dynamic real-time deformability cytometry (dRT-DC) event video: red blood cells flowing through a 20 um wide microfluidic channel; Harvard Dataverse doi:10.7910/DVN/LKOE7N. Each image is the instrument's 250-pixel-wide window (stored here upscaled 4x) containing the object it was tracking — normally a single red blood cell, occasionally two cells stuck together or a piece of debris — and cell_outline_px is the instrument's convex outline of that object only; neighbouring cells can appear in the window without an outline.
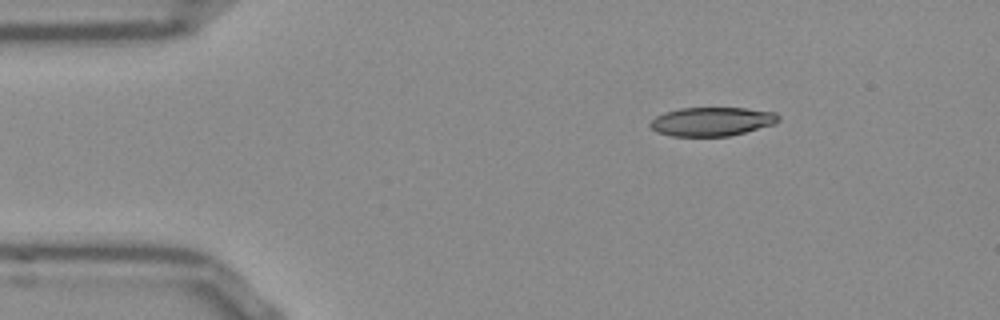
{"species": "Egyptian fruit bat (a non-hibernating species)", "species_latin": "Rousettus aegyptiacus", "temperature_condition": "room temperature", "stored_images_in_passage": 45, "camera_frame_rate_fps": 3000, "um_per_image_px": 0.085, "frame": {"image": 1, "passage_image": 1, "time_ms": 0.0, "image_size_px": [1000, 320], "cell_outline_px": [[780, 120], [776, 124], [728, 136], [672, 136], [656, 132], [648, 124], [656, 116], [664, 112], [680, 108], [744, 108], [776, 112], [780, 116]], "centroid_in_image_um": [60.52, 10.33], "position_along_channel_um": 24.5, "area_um2": 21.62}}
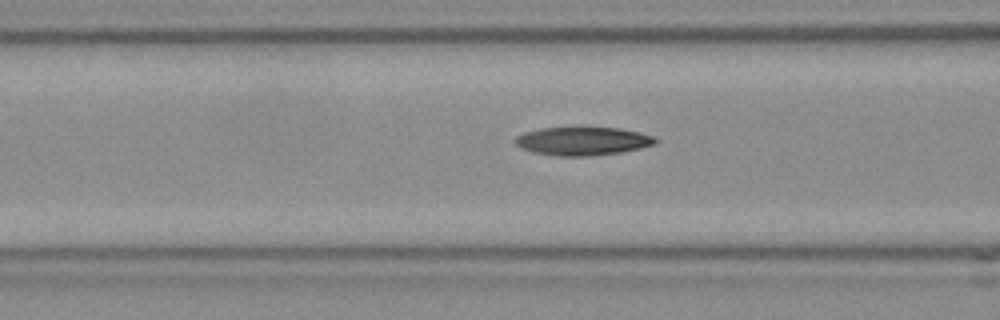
{"frame": {"image": 2, "passage_image": 13, "time_ms": 4.0, "image_size_px": [1000, 320], "cell_outline_px": [[660, 140], [656, 144], [640, 148], [620, 152], [588, 156], [556, 156], [536, 152], [520, 148], [512, 140], [516, 136], [524, 132], [540, 128], [620, 128], [640, 132], [656, 136]], "centroid_in_image_um": [49.55, 11.99], "position_along_channel_um": 117.0, "area_um2": 23.24}}
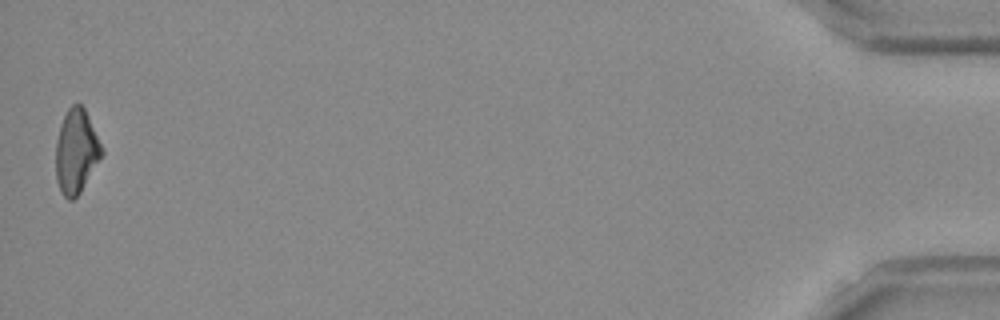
{"frame": {"image": 3, "passage_image": 45, "time_ms": 14.667, "image_size_px": [1000, 320], "cell_outline_px": [[104, 152], [80, 192], [72, 200], [68, 200], [60, 192], [56, 180], [56, 140], [60, 124], [68, 108], [72, 104], [80, 104], [84, 108], [104, 148]], "centroid_in_image_um": [6.47, 12.86], "position_along_channel_um": 428.7, "area_um2": 22.48}, "authors_computed_cell_mechanics": {"area_um2": 22.8888, "velocity_mm_per_s": 3.858, "shape_relaxation_time_tau1_ms": 7.9564, "shape_relaxation_time_tau2_ms": null, "deformation_change_tau1": 0.1974, "deformation_change_tau2": null}}